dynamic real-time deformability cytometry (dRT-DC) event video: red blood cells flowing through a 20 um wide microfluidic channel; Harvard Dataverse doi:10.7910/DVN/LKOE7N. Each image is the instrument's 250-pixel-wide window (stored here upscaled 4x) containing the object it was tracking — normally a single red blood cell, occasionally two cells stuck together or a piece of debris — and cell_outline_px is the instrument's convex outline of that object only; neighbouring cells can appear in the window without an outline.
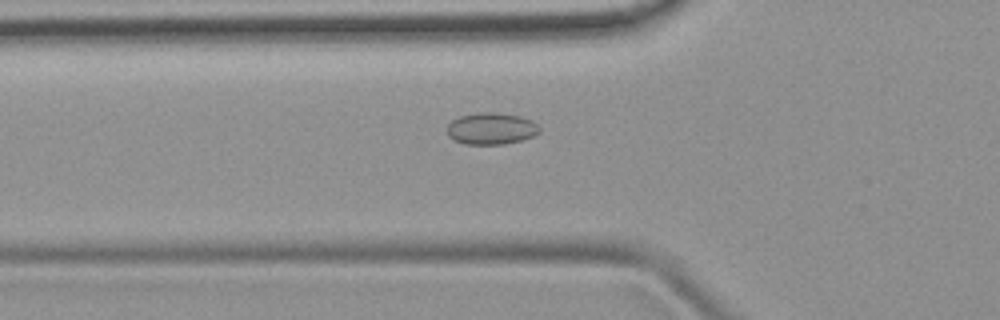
{"species": "common noctule bat (a hibernating species)", "species_latin": "Nyctalus noctula", "temperature_condition": "room temperature", "stored_images_in_passage": 43, "camera_frame_rate_fps": 3000, "um_per_image_px": 0.085, "animal": {"sex": "female", "body_mass_g": 19.9}, "frame": {"image": 1, "passage_image": 15, "time_ms": 4.667, "image_size_px": [1000, 320], "cell_outline_px": [[540, 132], [532, 136], [520, 140], [504, 144], [464, 144], [452, 140], [448, 136], [448, 124], [452, 120], [460, 116], [476, 112], [492, 112], [520, 116], [532, 120], [540, 128]], "centroid_in_image_um": [41.73, 10.93], "position_along_channel_um": 84.1, "area_um2": 17.11}}
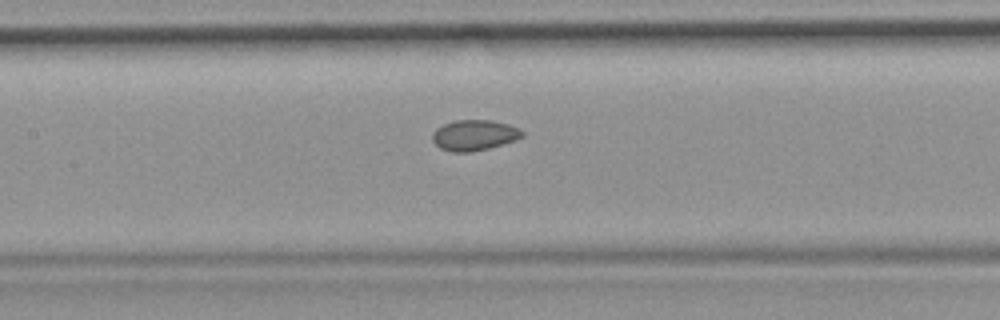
{"frame": {"image": 2, "passage_image": 21, "time_ms": 6.667, "image_size_px": [1000, 320], "cell_outline_px": [[524, 136], [516, 140], [488, 148], [468, 152], [452, 152], [440, 148], [432, 140], [432, 132], [436, 128], [444, 124], [456, 120], [492, 120], [508, 124], [520, 128], [524, 132]], "centroid_in_image_um": [40.32, 11.48], "position_along_channel_um": 167.1, "area_um2": 16.07}}
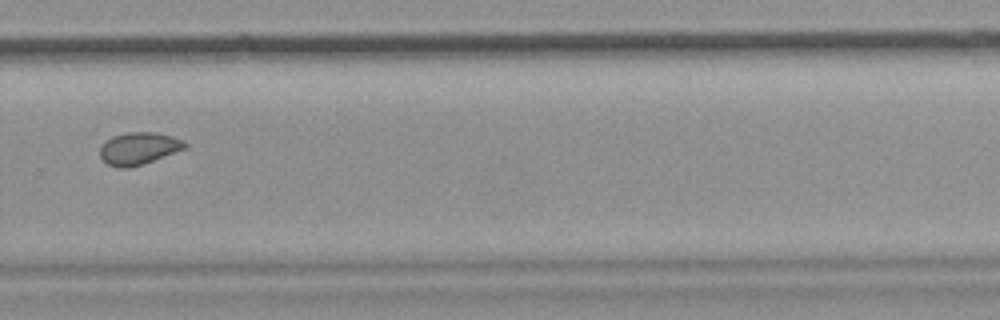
{"frame": {"image": 3, "passage_image": 32, "time_ms": 10.333, "image_size_px": [1000, 320], "cell_outline_px": [[188, 148], [144, 164], [128, 168], [120, 168], [108, 164], [100, 156], [100, 148], [112, 136], [128, 132], [156, 132], [172, 136], [184, 140], [188, 144]], "centroid_in_image_um": [11.86, 12.62], "position_along_channel_um": 317.9, "area_um2": 16.07}}